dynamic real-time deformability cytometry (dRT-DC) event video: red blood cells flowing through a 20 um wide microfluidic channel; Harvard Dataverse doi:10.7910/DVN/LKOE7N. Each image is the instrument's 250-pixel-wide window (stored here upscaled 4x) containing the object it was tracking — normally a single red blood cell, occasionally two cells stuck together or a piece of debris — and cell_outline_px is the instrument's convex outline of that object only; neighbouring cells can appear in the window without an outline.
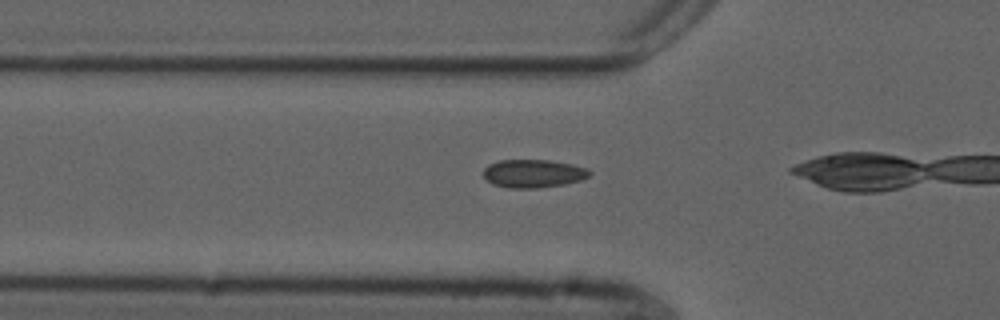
{"species": "common noctule bat (a hibernating species)", "species_latin": "Nyctalus noctula", "temperature_condition": "cold", "stored_images_in_passage": 15, "camera_frame_rate_fps": 3000, "um_per_image_px": 0.085, "animal": {"sex": "male", "forearm_length_mm": 52.5}, "frame": {"image": 1, "passage_image": 13, "time_ms": 4.0, "image_size_px": [1000, 320], "cell_outline_px": [[592, 172], [588, 176], [580, 180], [564, 184], [536, 188], [508, 188], [492, 184], [484, 176], [484, 168], [488, 164], [500, 160], [548, 160], [572, 164], [588, 168]], "centroid_in_image_um": [45.33, 14.74], "position_along_channel_um": 80.5, "area_um2": 17.4}}